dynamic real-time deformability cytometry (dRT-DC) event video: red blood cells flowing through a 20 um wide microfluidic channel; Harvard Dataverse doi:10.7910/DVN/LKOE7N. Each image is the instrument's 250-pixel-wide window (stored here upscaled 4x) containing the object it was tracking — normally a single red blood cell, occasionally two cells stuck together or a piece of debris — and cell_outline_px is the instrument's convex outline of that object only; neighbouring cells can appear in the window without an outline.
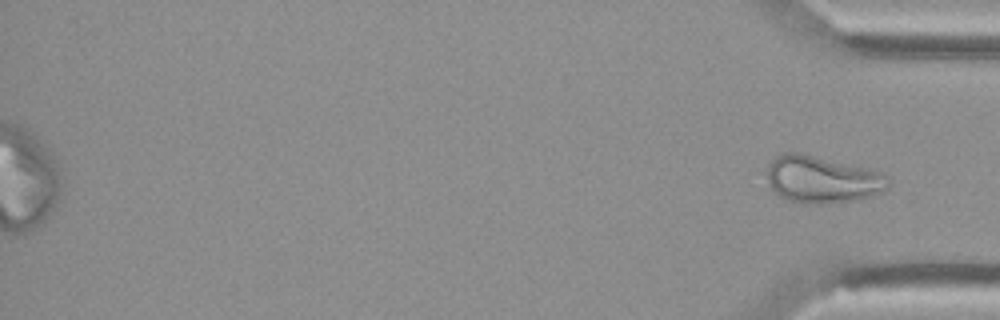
{"species": "Egyptian fruit bat (a non-hibernating species)", "species_latin": "Rousettus aegyptiacus", "temperature_condition": "cold", "stored_images_in_passage": 42, "segment_of_instrument_passage": [2, 2], "camera_frame_rate_fps": 3000, "um_per_image_px": 0.085, "animal": {"sex": "female"}, "frame": {"image": 1, "passage_image": 42, "time_ms": 13.667, "image_size_px": [1000, 320], "cell_outline_px": [[888, 188], [868, 196], [856, 200], [820, 204], [804, 204], [788, 200], [780, 196], [768, 184], [764, 172], [768, 164], [776, 156], [784, 152], [796, 152], [868, 168], [888, 176]], "centroid_in_image_um": [69.81, 15.25], "position_along_channel_um": 365.4, "area_um2": 33.18}}